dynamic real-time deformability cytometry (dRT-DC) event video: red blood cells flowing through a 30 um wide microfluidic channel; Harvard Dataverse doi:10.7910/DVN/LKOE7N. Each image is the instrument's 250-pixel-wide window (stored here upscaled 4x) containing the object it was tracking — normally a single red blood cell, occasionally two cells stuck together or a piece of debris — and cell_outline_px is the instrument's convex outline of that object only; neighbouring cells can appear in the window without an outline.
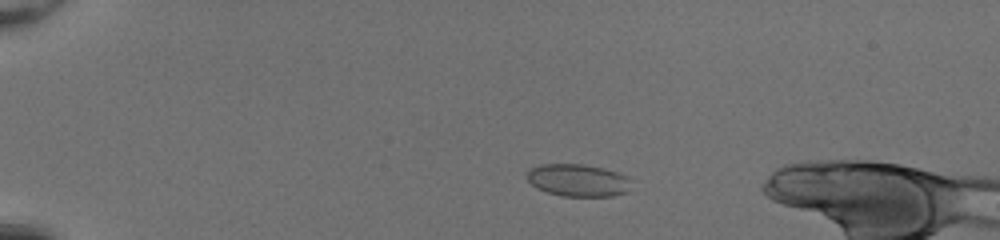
{"species": "common noctule bat (a hibernating species)", "species_latin": "Nyctalus noctula", "temperature_condition": "room temperature", "stored_images_in_passage": 49, "camera_frame_rate_fps": 3000, "um_per_image_px": 0.085, "animal": {"sex": "female", "body_mass_g": 20.0, "forearm_length_mm": 54.0}, "frame": {"image": 1, "passage_image": 11, "time_ms": 3.333, "image_size_px": [1000, 240], "cell_outline_px": [[628, 180], [624, 192], [612, 196], [560, 196], [536, 188], [528, 180], [528, 172], [532, 168], [540, 164], [584, 164], [604, 168], [628, 176]], "centroid_in_image_um": [49.07, 15.31], "position_along_channel_um": 35.9, "area_um2": 19.31}}
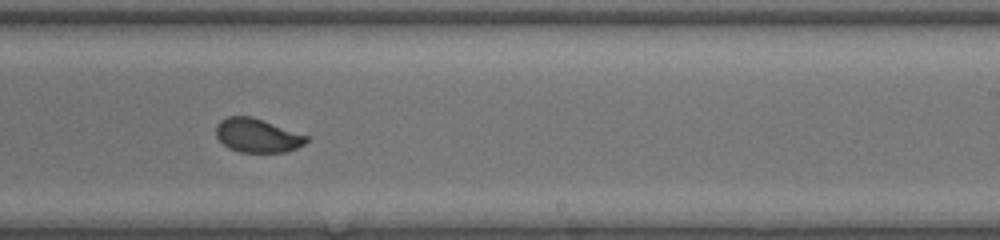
{"frame": {"image": 2, "passage_image": 33, "time_ms": 10.667, "image_size_px": [1000, 240], "cell_outline_px": [[308, 140], [304, 144], [296, 148], [284, 152], [240, 152], [228, 148], [216, 136], [216, 124], [220, 120], [228, 116], [252, 116], [308, 136]], "centroid_in_image_um": [21.84, 11.51], "position_along_channel_um": 267.2, "area_um2": 17.74}}
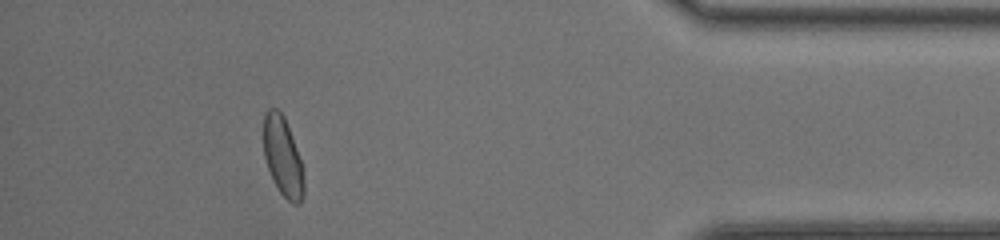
{"frame": {"image": 3, "passage_image": 46, "time_ms": 15.0, "image_size_px": [1000, 240], "cell_outline_px": [[304, 196], [300, 204], [292, 204], [280, 192], [272, 180], [264, 156], [264, 116], [268, 108], [276, 108], [284, 116], [296, 148], [300, 160], [304, 180]], "centroid_in_image_um": [24.03, 13.35], "position_along_channel_um": 411.2, "area_um2": 18.44}}